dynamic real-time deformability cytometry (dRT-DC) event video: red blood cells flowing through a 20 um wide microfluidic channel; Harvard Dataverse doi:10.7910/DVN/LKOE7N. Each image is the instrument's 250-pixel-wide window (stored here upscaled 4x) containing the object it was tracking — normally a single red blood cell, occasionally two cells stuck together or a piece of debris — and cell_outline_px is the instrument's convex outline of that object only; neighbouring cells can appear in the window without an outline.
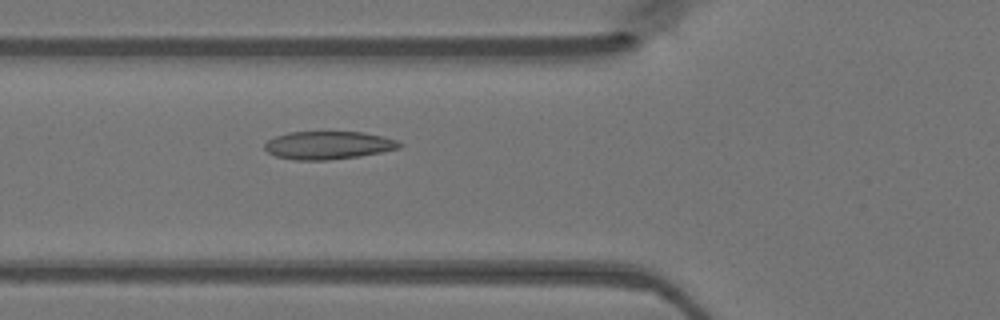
{"species": "Egyptian fruit bat (a non-hibernating species)", "species_latin": "Rousettus aegyptiacus", "temperature_condition": "warm", "stored_images_in_passage": 48, "camera_frame_rate_fps": 3000, "um_per_image_px": 0.085, "animal": {"sex": "female"}, "frame": {"image": 1, "passage_image": 18, "time_ms": 5.667, "image_size_px": [1000, 320], "cell_outline_px": [[404, 144], [400, 148], [360, 156], [328, 160], [296, 160], [276, 156], [268, 152], [264, 148], [264, 144], [268, 140], [276, 136], [288, 132], [364, 132], [384, 136], [396, 140]], "centroid_in_image_um": [27.92, 12.34], "position_along_channel_um": 97.9, "area_um2": 22.02}}
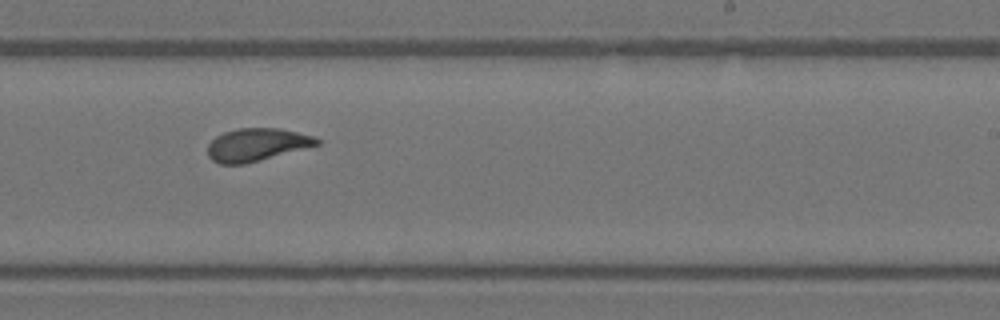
{"frame": {"image": 2, "passage_image": 30, "time_ms": 9.667, "image_size_px": [1000, 320], "cell_outline_px": [[320, 144], [244, 164], [220, 164], [212, 160], [208, 156], [208, 144], [216, 136], [224, 132], [236, 128], [280, 128], [316, 136], [320, 140]], "centroid_in_image_um": [21.82, 12.28], "position_along_channel_um": 267.2, "area_um2": 20.81}}
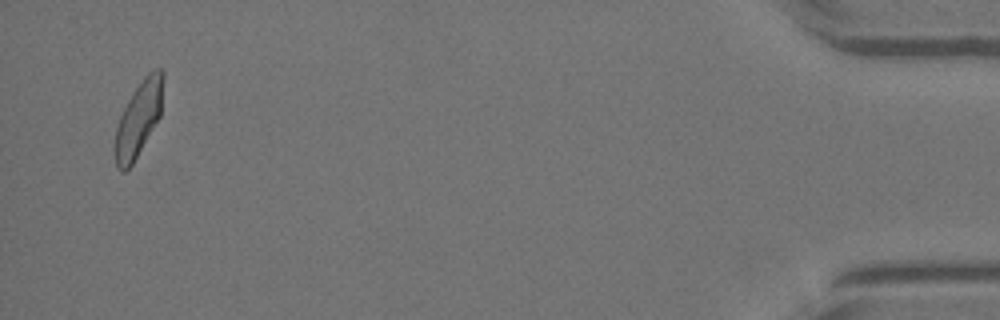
{"frame": {"image": 3, "passage_image": 47, "time_ms": 15.333, "image_size_px": [1000, 320], "cell_outline_px": [[164, 76], [160, 116], [132, 164], [124, 172], [120, 172], [116, 168], [112, 148], [116, 128], [120, 116], [132, 92], [144, 76], [152, 68], [160, 68], [164, 72]], "centroid_in_image_um": [11.74, 10.11], "position_along_channel_um": 423.5, "area_um2": 21.33}}